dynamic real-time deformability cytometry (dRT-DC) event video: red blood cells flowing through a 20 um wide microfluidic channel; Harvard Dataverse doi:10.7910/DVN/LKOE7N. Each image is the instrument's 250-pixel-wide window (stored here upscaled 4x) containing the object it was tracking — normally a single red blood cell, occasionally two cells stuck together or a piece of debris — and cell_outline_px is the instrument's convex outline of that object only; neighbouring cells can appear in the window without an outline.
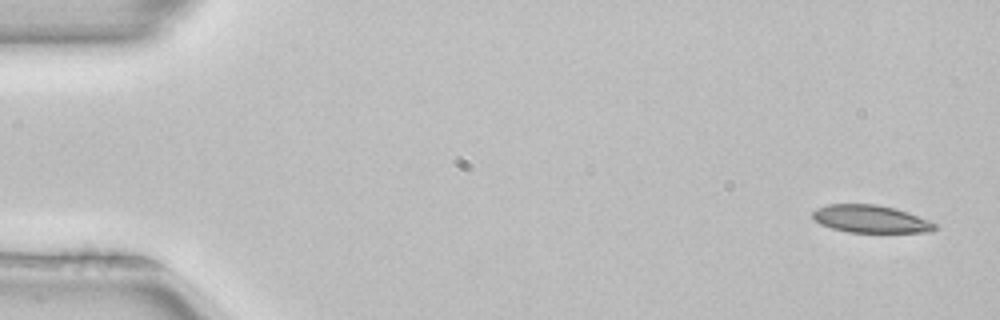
{"species": "common noctule bat (a hibernating species)", "species_latin": "Nyctalus noctula", "temperature_condition": "room temperature", "stored_images_in_passage": 6, "camera_frame_rate_fps": 3000, "um_per_image_px": 0.085, "animal": {"sex": "female", "body_mass_g": 22.7, "forearm_length_mm": 54.2}, "frame": {"image": 1, "passage_image": 1, "time_ms": 0.0, "image_size_px": [1000, 320], "cell_outline_px": [[936, 228], [932, 232], [848, 232], [832, 228], [820, 224], [812, 216], [812, 212], [816, 208], [828, 204], [876, 204], [896, 208], [908, 212], [928, 220], [936, 224]], "centroid_in_image_um": [74.0, 18.6], "position_along_channel_um": 11.0, "area_um2": 19.65}}
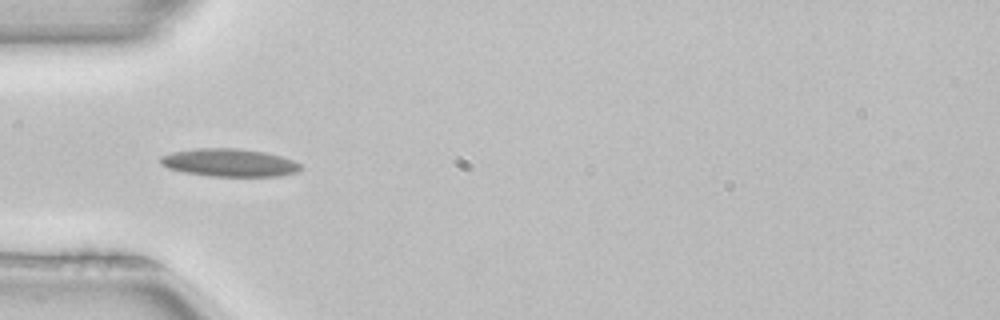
{"frame": {"image": 2, "passage_image": 4, "time_ms": 1.0, "image_size_px": [1000, 320], "cell_outline_px": [[300, 168], [296, 172], [280, 176], [208, 176], [184, 172], [168, 168], [160, 164], [160, 156], [172, 152], [196, 148], [236, 148], [264, 152], [280, 156], [292, 160], [300, 164]], "centroid_in_image_um": [19.45, 13.82], "position_along_channel_um": 65.6, "area_um2": 22.66}}